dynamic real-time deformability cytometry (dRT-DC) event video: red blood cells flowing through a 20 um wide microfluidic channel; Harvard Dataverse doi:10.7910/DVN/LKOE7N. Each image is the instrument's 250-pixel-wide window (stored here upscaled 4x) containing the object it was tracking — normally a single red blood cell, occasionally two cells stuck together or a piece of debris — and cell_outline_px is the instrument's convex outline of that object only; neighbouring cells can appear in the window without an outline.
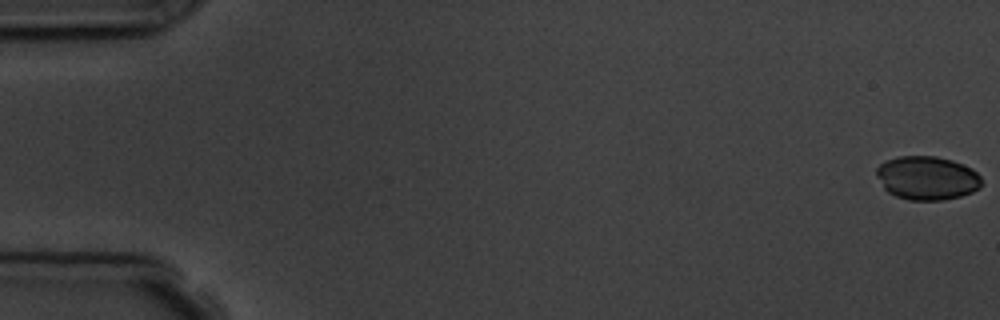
{"species": "common noctule bat (a hibernating species)", "species_latin": "Nyctalus noctula", "temperature_condition": "room temperature", "stored_images_in_passage": 8, "camera_frame_rate_fps": 3000, "um_per_image_px": 0.085, "animal": {"sex": "male", "body_mass_g": 19.5, "forearm_length_mm": 54.6}, "frame": {"image": 1, "passage_image": 1, "time_ms": 0.0, "image_size_px": [1000, 320], "cell_outline_px": [[980, 188], [972, 192], [960, 196], [944, 200], [908, 200], [896, 196], [888, 192], [884, 188], [876, 176], [876, 168], [880, 164], [888, 160], [900, 156], [936, 156], [952, 160], [972, 168], [980, 176]], "centroid_in_image_um": [78.79, 15.13], "position_along_channel_um": 6.2, "area_um2": 26.76}}